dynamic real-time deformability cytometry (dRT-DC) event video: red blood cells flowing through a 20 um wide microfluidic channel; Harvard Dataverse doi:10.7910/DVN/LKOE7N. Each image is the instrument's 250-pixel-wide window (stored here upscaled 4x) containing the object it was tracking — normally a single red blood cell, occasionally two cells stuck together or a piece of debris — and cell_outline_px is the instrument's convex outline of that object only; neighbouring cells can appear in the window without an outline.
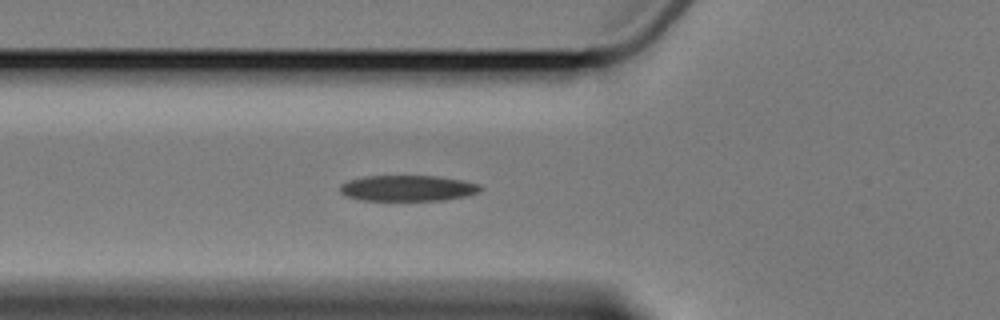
{"species": "Egyptian fruit bat (a non-hibernating species)", "species_latin": "Rousettus aegyptiacus", "temperature_condition": "cold", "stored_images_in_passage": 3, "camera_frame_rate_fps": 3000, "um_per_image_px": 0.085, "animal": {"sex": "female"}, "frame": {"image": 1, "passage_image": 3, "time_ms": 2.333, "image_size_px": [1000, 320], "cell_outline_px": [[484, 188], [480, 192], [468, 196], [444, 200], [360, 200], [348, 196], [340, 192], [340, 184], [348, 180], [364, 176], [436, 176], [464, 180], [480, 184]], "centroid_in_image_um": [34.71, 15.99], "position_along_channel_um": 91.1, "area_um2": 21.33}}